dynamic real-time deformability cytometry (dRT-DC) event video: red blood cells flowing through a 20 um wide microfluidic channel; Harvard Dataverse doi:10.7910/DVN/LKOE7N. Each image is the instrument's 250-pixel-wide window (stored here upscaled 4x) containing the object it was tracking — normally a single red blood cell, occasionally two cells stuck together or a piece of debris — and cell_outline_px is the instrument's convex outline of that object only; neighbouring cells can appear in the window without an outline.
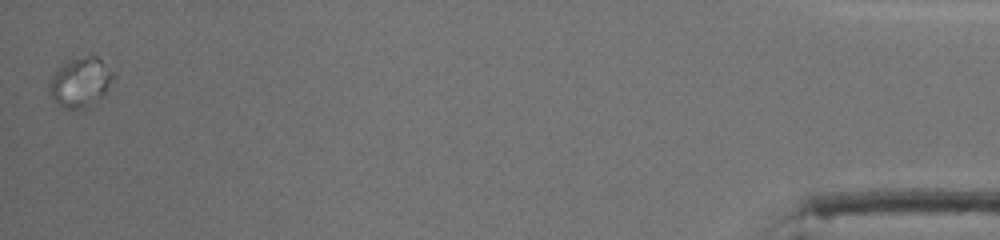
{"species": "human", "species_latin": "Homo sapiens", "temperature_condition": "cold", "stored_images_in_passage": 37, "camera_frame_rate_fps": 3000, "um_per_image_px": 0.085, "donor": {"sex": "male"}, "frame": {"image": 1, "passage_image": 37, "time_ms": 12.0, "image_size_px": [1000, 240], "cell_outline_px": [[112, 76], [104, 92], [88, 108], [64, 108], [52, 100], [48, 88], [48, 80], [68, 60], [92, 52], [112, 72]], "centroid_in_image_um": [6.76, 6.97], "position_along_channel_um": 428.4, "area_um2": 18.09}}